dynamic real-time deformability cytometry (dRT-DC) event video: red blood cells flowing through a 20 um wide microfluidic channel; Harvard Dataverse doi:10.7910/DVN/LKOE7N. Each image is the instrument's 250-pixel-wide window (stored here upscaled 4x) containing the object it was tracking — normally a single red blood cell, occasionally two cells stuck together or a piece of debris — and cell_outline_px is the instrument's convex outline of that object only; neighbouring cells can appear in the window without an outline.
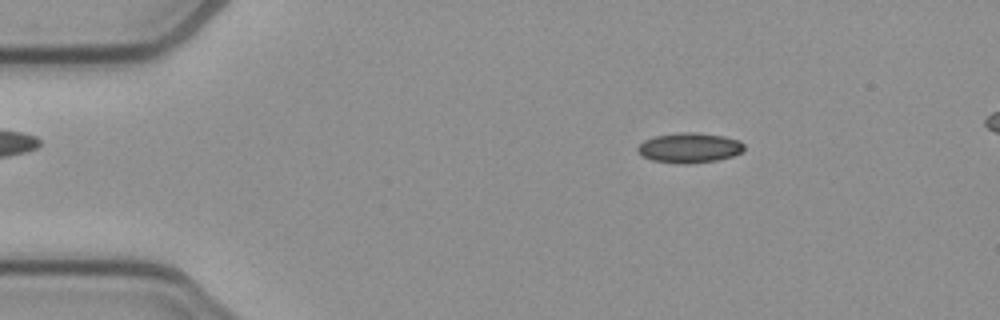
{"species": "common noctule bat (a hibernating species)", "species_latin": "Nyctalus noctula", "temperature_condition": "cold", "stored_images_in_passage": 52, "camera_frame_rate_fps": 3000, "um_per_image_px": 0.085, "animal": {"sex": "female", "body_mass_g": 21.9}, "frame": {"image": 1, "passage_image": 8, "time_ms": 2.333, "image_size_px": [1000, 320], "cell_outline_px": [[744, 148], [740, 152], [732, 156], [716, 160], [688, 164], [652, 160], [636, 152], [636, 148], [644, 140], [656, 136], [680, 132], [692, 132], [724, 136], [736, 140], [744, 144]], "centroid_in_image_um": [58.57, 12.56], "position_along_channel_um": 26.4, "area_um2": 18.32}}
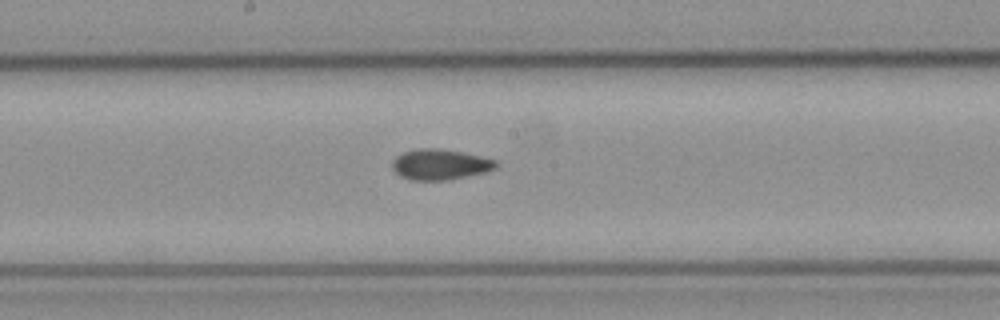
{"frame": {"image": 2, "passage_image": 27, "time_ms": 8.667, "image_size_px": [1000, 320], "cell_outline_px": [[496, 168], [484, 172], [448, 180], [408, 180], [400, 176], [392, 168], [392, 160], [396, 156], [404, 152], [416, 148], [440, 148], [480, 156], [496, 160]], "centroid_in_image_um": [37.35, 13.98], "position_along_channel_um": 210.8, "area_um2": 18.44}}
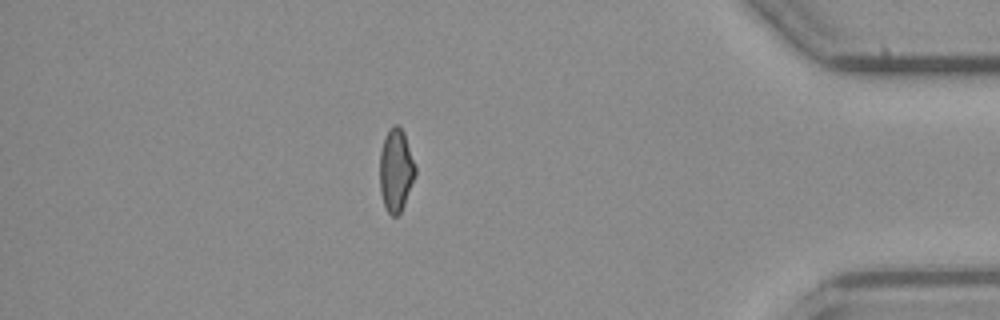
{"frame": {"image": 3, "passage_image": 45, "time_ms": 14.667, "image_size_px": [1000, 320], "cell_outline_px": [[416, 172], [404, 204], [400, 212], [396, 216], [392, 216], [388, 212], [384, 204], [380, 192], [380, 152], [388, 128], [392, 124], [396, 124], [404, 132], [416, 168]], "centroid_in_image_um": [33.64, 14.44], "position_along_channel_um": 401.6, "area_um2": 16.94}}